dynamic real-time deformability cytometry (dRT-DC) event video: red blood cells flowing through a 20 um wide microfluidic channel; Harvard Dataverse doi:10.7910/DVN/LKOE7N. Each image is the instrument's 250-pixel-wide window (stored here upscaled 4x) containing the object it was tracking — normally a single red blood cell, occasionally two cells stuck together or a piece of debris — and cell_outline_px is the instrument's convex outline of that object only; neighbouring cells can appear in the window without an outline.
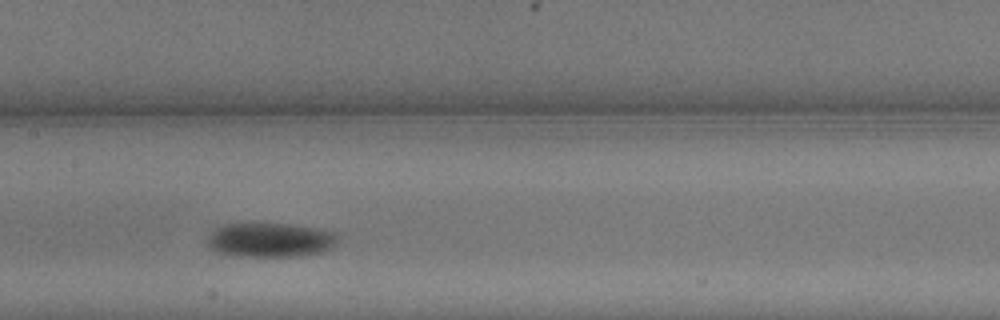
{"species": "common noctule bat (a hibernating species)", "species_latin": "Nyctalus noctula", "temperature_condition": "warm", "stored_images_in_passage": 13, "camera_frame_rate_fps": 3000, "um_per_image_px": 0.085, "animal": {"sex": "male", "body_mass_g": 13.3}, "frame": {"image": 1, "passage_image": 6, "time_ms": 1.667, "image_size_px": [1000, 320], "cell_outline_px": [[340, 240], [332, 248], [320, 252], [304, 256], [236, 256], [216, 252], [208, 244], [208, 236], [216, 228], [224, 224], [288, 224], [320, 228], [340, 232]], "centroid_in_image_um": [23.08, 20.4], "position_along_channel_um": 184.3, "area_um2": 26.41}}